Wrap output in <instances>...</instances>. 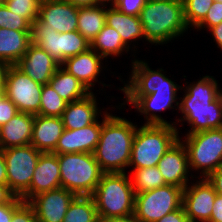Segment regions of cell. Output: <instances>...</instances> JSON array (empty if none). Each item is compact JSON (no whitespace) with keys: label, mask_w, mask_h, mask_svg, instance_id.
I'll return each mask as SVG.
<instances>
[{"label":"cell","mask_w":222,"mask_h":222,"mask_svg":"<svg viewBox=\"0 0 222 222\" xmlns=\"http://www.w3.org/2000/svg\"><path fill=\"white\" fill-rule=\"evenodd\" d=\"M183 189L166 184L135 194V216L141 222H156L182 206Z\"/></svg>","instance_id":"obj_9"},{"label":"cell","mask_w":222,"mask_h":222,"mask_svg":"<svg viewBox=\"0 0 222 222\" xmlns=\"http://www.w3.org/2000/svg\"><path fill=\"white\" fill-rule=\"evenodd\" d=\"M61 187L76 195L91 196L104 172L93 153L58 154Z\"/></svg>","instance_id":"obj_7"},{"label":"cell","mask_w":222,"mask_h":222,"mask_svg":"<svg viewBox=\"0 0 222 222\" xmlns=\"http://www.w3.org/2000/svg\"><path fill=\"white\" fill-rule=\"evenodd\" d=\"M11 222H37L33 207L23 202L12 214Z\"/></svg>","instance_id":"obj_39"},{"label":"cell","mask_w":222,"mask_h":222,"mask_svg":"<svg viewBox=\"0 0 222 222\" xmlns=\"http://www.w3.org/2000/svg\"><path fill=\"white\" fill-rule=\"evenodd\" d=\"M146 2L171 1V0H145Z\"/></svg>","instance_id":"obj_51"},{"label":"cell","mask_w":222,"mask_h":222,"mask_svg":"<svg viewBox=\"0 0 222 222\" xmlns=\"http://www.w3.org/2000/svg\"><path fill=\"white\" fill-rule=\"evenodd\" d=\"M8 65L0 60V93L3 92L4 88V78H5V72L7 69Z\"/></svg>","instance_id":"obj_49"},{"label":"cell","mask_w":222,"mask_h":222,"mask_svg":"<svg viewBox=\"0 0 222 222\" xmlns=\"http://www.w3.org/2000/svg\"><path fill=\"white\" fill-rule=\"evenodd\" d=\"M190 183L182 193V206L187 218L189 222H209L217 193L207 178Z\"/></svg>","instance_id":"obj_12"},{"label":"cell","mask_w":222,"mask_h":222,"mask_svg":"<svg viewBox=\"0 0 222 222\" xmlns=\"http://www.w3.org/2000/svg\"><path fill=\"white\" fill-rule=\"evenodd\" d=\"M156 222H189V220L183 206H181L179 209L166 214L164 217Z\"/></svg>","instance_id":"obj_41"},{"label":"cell","mask_w":222,"mask_h":222,"mask_svg":"<svg viewBox=\"0 0 222 222\" xmlns=\"http://www.w3.org/2000/svg\"><path fill=\"white\" fill-rule=\"evenodd\" d=\"M99 222H141V221L133 213L132 215L129 216L100 218Z\"/></svg>","instance_id":"obj_45"},{"label":"cell","mask_w":222,"mask_h":222,"mask_svg":"<svg viewBox=\"0 0 222 222\" xmlns=\"http://www.w3.org/2000/svg\"><path fill=\"white\" fill-rule=\"evenodd\" d=\"M105 24L114 28L120 34L123 43L129 49H131L132 43V46H134L132 48H136L134 44L138 40L140 41L141 38L143 41L145 40L139 16L124 14L112 4H108L106 7Z\"/></svg>","instance_id":"obj_23"},{"label":"cell","mask_w":222,"mask_h":222,"mask_svg":"<svg viewBox=\"0 0 222 222\" xmlns=\"http://www.w3.org/2000/svg\"><path fill=\"white\" fill-rule=\"evenodd\" d=\"M31 43L49 53L58 64L63 63L61 53V33L47 28L38 19L31 25Z\"/></svg>","instance_id":"obj_27"},{"label":"cell","mask_w":222,"mask_h":222,"mask_svg":"<svg viewBox=\"0 0 222 222\" xmlns=\"http://www.w3.org/2000/svg\"><path fill=\"white\" fill-rule=\"evenodd\" d=\"M94 92L86 97L67 104L61 116L64 129L76 130L89 126L100 119L101 109ZM99 117V118H98Z\"/></svg>","instance_id":"obj_20"},{"label":"cell","mask_w":222,"mask_h":222,"mask_svg":"<svg viewBox=\"0 0 222 222\" xmlns=\"http://www.w3.org/2000/svg\"><path fill=\"white\" fill-rule=\"evenodd\" d=\"M34 115L19 112L8 123L0 127V149L26 146L33 133Z\"/></svg>","instance_id":"obj_22"},{"label":"cell","mask_w":222,"mask_h":222,"mask_svg":"<svg viewBox=\"0 0 222 222\" xmlns=\"http://www.w3.org/2000/svg\"><path fill=\"white\" fill-rule=\"evenodd\" d=\"M184 138L190 170L200 172L198 179L222 167V128L185 134Z\"/></svg>","instance_id":"obj_8"},{"label":"cell","mask_w":222,"mask_h":222,"mask_svg":"<svg viewBox=\"0 0 222 222\" xmlns=\"http://www.w3.org/2000/svg\"><path fill=\"white\" fill-rule=\"evenodd\" d=\"M91 196L99 219L129 216L135 211V192L126 173H104Z\"/></svg>","instance_id":"obj_6"},{"label":"cell","mask_w":222,"mask_h":222,"mask_svg":"<svg viewBox=\"0 0 222 222\" xmlns=\"http://www.w3.org/2000/svg\"><path fill=\"white\" fill-rule=\"evenodd\" d=\"M76 7L93 6L100 3L98 0H65Z\"/></svg>","instance_id":"obj_48"},{"label":"cell","mask_w":222,"mask_h":222,"mask_svg":"<svg viewBox=\"0 0 222 222\" xmlns=\"http://www.w3.org/2000/svg\"><path fill=\"white\" fill-rule=\"evenodd\" d=\"M137 125L107 111L99 142L93 152L104 173H127Z\"/></svg>","instance_id":"obj_3"},{"label":"cell","mask_w":222,"mask_h":222,"mask_svg":"<svg viewBox=\"0 0 222 222\" xmlns=\"http://www.w3.org/2000/svg\"><path fill=\"white\" fill-rule=\"evenodd\" d=\"M102 124L103 114L102 121L97 120L81 129H64L52 153H93L100 139Z\"/></svg>","instance_id":"obj_17"},{"label":"cell","mask_w":222,"mask_h":222,"mask_svg":"<svg viewBox=\"0 0 222 222\" xmlns=\"http://www.w3.org/2000/svg\"><path fill=\"white\" fill-rule=\"evenodd\" d=\"M90 47L103 59L120 56L130 50L122 41L120 34L112 27L104 25L98 35L91 41Z\"/></svg>","instance_id":"obj_28"},{"label":"cell","mask_w":222,"mask_h":222,"mask_svg":"<svg viewBox=\"0 0 222 222\" xmlns=\"http://www.w3.org/2000/svg\"><path fill=\"white\" fill-rule=\"evenodd\" d=\"M0 185H7L6 162L2 149H0Z\"/></svg>","instance_id":"obj_47"},{"label":"cell","mask_w":222,"mask_h":222,"mask_svg":"<svg viewBox=\"0 0 222 222\" xmlns=\"http://www.w3.org/2000/svg\"><path fill=\"white\" fill-rule=\"evenodd\" d=\"M179 137L178 128L172 125L143 124L142 126H137L129 167L146 168L157 166L159 160Z\"/></svg>","instance_id":"obj_5"},{"label":"cell","mask_w":222,"mask_h":222,"mask_svg":"<svg viewBox=\"0 0 222 222\" xmlns=\"http://www.w3.org/2000/svg\"><path fill=\"white\" fill-rule=\"evenodd\" d=\"M131 63L132 70L129 80L125 83L119 77L120 81L124 82V87L118 89L124 93L123 99H125L123 100L125 102L120 103L119 107L123 109V105L132 104L140 115H144V124L174 126V121L172 123L166 121L157 112L167 109L179 110L180 101L178 99L180 98L177 95L179 93L177 91L181 90L182 85L180 86L168 78L164 69L152 70L145 60L135 58L131 60Z\"/></svg>","instance_id":"obj_1"},{"label":"cell","mask_w":222,"mask_h":222,"mask_svg":"<svg viewBox=\"0 0 222 222\" xmlns=\"http://www.w3.org/2000/svg\"><path fill=\"white\" fill-rule=\"evenodd\" d=\"M104 59L91 47L81 54L66 59L61 66L79 80L90 92L94 90L100 73L104 71Z\"/></svg>","instance_id":"obj_19"},{"label":"cell","mask_w":222,"mask_h":222,"mask_svg":"<svg viewBox=\"0 0 222 222\" xmlns=\"http://www.w3.org/2000/svg\"><path fill=\"white\" fill-rule=\"evenodd\" d=\"M24 201L8 185H0V204L23 203Z\"/></svg>","instance_id":"obj_40"},{"label":"cell","mask_w":222,"mask_h":222,"mask_svg":"<svg viewBox=\"0 0 222 222\" xmlns=\"http://www.w3.org/2000/svg\"><path fill=\"white\" fill-rule=\"evenodd\" d=\"M38 20L58 33L77 30L78 7L65 0H44L40 3Z\"/></svg>","instance_id":"obj_16"},{"label":"cell","mask_w":222,"mask_h":222,"mask_svg":"<svg viewBox=\"0 0 222 222\" xmlns=\"http://www.w3.org/2000/svg\"><path fill=\"white\" fill-rule=\"evenodd\" d=\"M5 0H0V5L4 3Z\"/></svg>","instance_id":"obj_52"},{"label":"cell","mask_w":222,"mask_h":222,"mask_svg":"<svg viewBox=\"0 0 222 222\" xmlns=\"http://www.w3.org/2000/svg\"><path fill=\"white\" fill-rule=\"evenodd\" d=\"M222 22V2L215 1L208 10V13L204 20L196 27V29L201 30L203 28H208L217 26Z\"/></svg>","instance_id":"obj_36"},{"label":"cell","mask_w":222,"mask_h":222,"mask_svg":"<svg viewBox=\"0 0 222 222\" xmlns=\"http://www.w3.org/2000/svg\"><path fill=\"white\" fill-rule=\"evenodd\" d=\"M18 113L15 104L3 92L0 93V127L8 123Z\"/></svg>","instance_id":"obj_38"},{"label":"cell","mask_w":222,"mask_h":222,"mask_svg":"<svg viewBox=\"0 0 222 222\" xmlns=\"http://www.w3.org/2000/svg\"><path fill=\"white\" fill-rule=\"evenodd\" d=\"M207 179L213 185L217 195L222 196V167L211 173Z\"/></svg>","instance_id":"obj_43"},{"label":"cell","mask_w":222,"mask_h":222,"mask_svg":"<svg viewBox=\"0 0 222 222\" xmlns=\"http://www.w3.org/2000/svg\"><path fill=\"white\" fill-rule=\"evenodd\" d=\"M181 139L182 138L179 137L163 155L157 164V168L162 174L166 184L175 185L184 189L190 183V176L193 179L197 177L194 176V174L192 175V171L189 167L187 150Z\"/></svg>","instance_id":"obj_13"},{"label":"cell","mask_w":222,"mask_h":222,"mask_svg":"<svg viewBox=\"0 0 222 222\" xmlns=\"http://www.w3.org/2000/svg\"><path fill=\"white\" fill-rule=\"evenodd\" d=\"M49 84L57 94L68 103L80 100L91 93L79 80L66 71L61 65L53 74Z\"/></svg>","instance_id":"obj_26"},{"label":"cell","mask_w":222,"mask_h":222,"mask_svg":"<svg viewBox=\"0 0 222 222\" xmlns=\"http://www.w3.org/2000/svg\"><path fill=\"white\" fill-rule=\"evenodd\" d=\"M145 0H114L112 5L124 14L139 16Z\"/></svg>","instance_id":"obj_37"},{"label":"cell","mask_w":222,"mask_h":222,"mask_svg":"<svg viewBox=\"0 0 222 222\" xmlns=\"http://www.w3.org/2000/svg\"><path fill=\"white\" fill-rule=\"evenodd\" d=\"M31 44V31L0 28V60L15 65Z\"/></svg>","instance_id":"obj_24"},{"label":"cell","mask_w":222,"mask_h":222,"mask_svg":"<svg viewBox=\"0 0 222 222\" xmlns=\"http://www.w3.org/2000/svg\"><path fill=\"white\" fill-rule=\"evenodd\" d=\"M214 42L217 44V47L222 50V22L217 26L211 27L209 29Z\"/></svg>","instance_id":"obj_46"},{"label":"cell","mask_w":222,"mask_h":222,"mask_svg":"<svg viewBox=\"0 0 222 222\" xmlns=\"http://www.w3.org/2000/svg\"><path fill=\"white\" fill-rule=\"evenodd\" d=\"M90 48V42L77 30L61 33V53L63 62L75 55L81 54Z\"/></svg>","instance_id":"obj_33"},{"label":"cell","mask_w":222,"mask_h":222,"mask_svg":"<svg viewBox=\"0 0 222 222\" xmlns=\"http://www.w3.org/2000/svg\"><path fill=\"white\" fill-rule=\"evenodd\" d=\"M63 131L61 117L34 115L30 144L42 153L53 152Z\"/></svg>","instance_id":"obj_21"},{"label":"cell","mask_w":222,"mask_h":222,"mask_svg":"<svg viewBox=\"0 0 222 222\" xmlns=\"http://www.w3.org/2000/svg\"><path fill=\"white\" fill-rule=\"evenodd\" d=\"M76 196L75 193L60 187L38 194L28 203L35 211L37 222H62Z\"/></svg>","instance_id":"obj_14"},{"label":"cell","mask_w":222,"mask_h":222,"mask_svg":"<svg viewBox=\"0 0 222 222\" xmlns=\"http://www.w3.org/2000/svg\"><path fill=\"white\" fill-rule=\"evenodd\" d=\"M217 81L209 75L196 83L186 81V86L181 88L185 94L179 99L178 110L183 115L174 122V127L181 121L187 122L190 129L186 134L222 128V89Z\"/></svg>","instance_id":"obj_2"},{"label":"cell","mask_w":222,"mask_h":222,"mask_svg":"<svg viewBox=\"0 0 222 222\" xmlns=\"http://www.w3.org/2000/svg\"><path fill=\"white\" fill-rule=\"evenodd\" d=\"M22 203H6L0 204V222H11L13 212Z\"/></svg>","instance_id":"obj_42"},{"label":"cell","mask_w":222,"mask_h":222,"mask_svg":"<svg viewBox=\"0 0 222 222\" xmlns=\"http://www.w3.org/2000/svg\"><path fill=\"white\" fill-rule=\"evenodd\" d=\"M15 66L35 82L45 85L49 84L60 64L45 50L31 43Z\"/></svg>","instance_id":"obj_18"},{"label":"cell","mask_w":222,"mask_h":222,"mask_svg":"<svg viewBox=\"0 0 222 222\" xmlns=\"http://www.w3.org/2000/svg\"><path fill=\"white\" fill-rule=\"evenodd\" d=\"M68 102L61 98L50 84L43 85L39 115L61 117Z\"/></svg>","instance_id":"obj_31"},{"label":"cell","mask_w":222,"mask_h":222,"mask_svg":"<svg viewBox=\"0 0 222 222\" xmlns=\"http://www.w3.org/2000/svg\"><path fill=\"white\" fill-rule=\"evenodd\" d=\"M209 222H222V196L216 195Z\"/></svg>","instance_id":"obj_44"},{"label":"cell","mask_w":222,"mask_h":222,"mask_svg":"<svg viewBox=\"0 0 222 222\" xmlns=\"http://www.w3.org/2000/svg\"><path fill=\"white\" fill-rule=\"evenodd\" d=\"M100 3L112 4L114 0H98Z\"/></svg>","instance_id":"obj_50"},{"label":"cell","mask_w":222,"mask_h":222,"mask_svg":"<svg viewBox=\"0 0 222 222\" xmlns=\"http://www.w3.org/2000/svg\"><path fill=\"white\" fill-rule=\"evenodd\" d=\"M145 41L155 46L174 41L188 31L182 0L146 2L139 15Z\"/></svg>","instance_id":"obj_4"},{"label":"cell","mask_w":222,"mask_h":222,"mask_svg":"<svg viewBox=\"0 0 222 222\" xmlns=\"http://www.w3.org/2000/svg\"><path fill=\"white\" fill-rule=\"evenodd\" d=\"M41 153L31 144L3 150L7 185L17 197H21L29 189Z\"/></svg>","instance_id":"obj_10"},{"label":"cell","mask_w":222,"mask_h":222,"mask_svg":"<svg viewBox=\"0 0 222 222\" xmlns=\"http://www.w3.org/2000/svg\"><path fill=\"white\" fill-rule=\"evenodd\" d=\"M132 169L133 171L130 179L135 194L166 185L157 166Z\"/></svg>","instance_id":"obj_30"},{"label":"cell","mask_w":222,"mask_h":222,"mask_svg":"<svg viewBox=\"0 0 222 222\" xmlns=\"http://www.w3.org/2000/svg\"><path fill=\"white\" fill-rule=\"evenodd\" d=\"M187 27L195 29L206 17L214 0H182Z\"/></svg>","instance_id":"obj_32"},{"label":"cell","mask_w":222,"mask_h":222,"mask_svg":"<svg viewBox=\"0 0 222 222\" xmlns=\"http://www.w3.org/2000/svg\"><path fill=\"white\" fill-rule=\"evenodd\" d=\"M61 187L58 154L41 153L29 189L20 197L29 202L34 196Z\"/></svg>","instance_id":"obj_15"},{"label":"cell","mask_w":222,"mask_h":222,"mask_svg":"<svg viewBox=\"0 0 222 222\" xmlns=\"http://www.w3.org/2000/svg\"><path fill=\"white\" fill-rule=\"evenodd\" d=\"M62 222H99L93 197L77 195L69 205Z\"/></svg>","instance_id":"obj_29"},{"label":"cell","mask_w":222,"mask_h":222,"mask_svg":"<svg viewBox=\"0 0 222 222\" xmlns=\"http://www.w3.org/2000/svg\"><path fill=\"white\" fill-rule=\"evenodd\" d=\"M43 85L35 82L15 65H8L3 93L15 104L19 112L39 115Z\"/></svg>","instance_id":"obj_11"},{"label":"cell","mask_w":222,"mask_h":222,"mask_svg":"<svg viewBox=\"0 0 222 222\" xmlns=\"http://www.w3.org/2000/svg\"><path fill=\"white\" fill-rule=\"evenodd\" d=\"M107 3L78 7L77 31L90 43L105 25Z\"/></svg>","instance_id":"obj_25"},{"label":"cell","mask_w":222,"mask_h":222,"mask_svg":"<svg viewBox=\"0 0 222 222\" xmlns=\"http://www.w3.org/2000/svg\"><path fill=\"white\" fill-rule=\"evenodd\" d=\"M4 3L11 12L21 15L31 25L38 19L41 0H5Z\"/></svg>","instance_id":"obj_34"},{"label":"cell","mask_w":222,"mask_h":222,"mask_svg":"<svg viewBox=\"0 0 222 222\" xmlns=\"http://www.w3.org/2000/svg\"><path fill=\"white\" fill-rule=\"evenodd\" d=\"M0 28L31 31V24L21 15L11 12L3 3L0 5Z\"/></svg>","instance_id":"obj_35"}]
</instances>
